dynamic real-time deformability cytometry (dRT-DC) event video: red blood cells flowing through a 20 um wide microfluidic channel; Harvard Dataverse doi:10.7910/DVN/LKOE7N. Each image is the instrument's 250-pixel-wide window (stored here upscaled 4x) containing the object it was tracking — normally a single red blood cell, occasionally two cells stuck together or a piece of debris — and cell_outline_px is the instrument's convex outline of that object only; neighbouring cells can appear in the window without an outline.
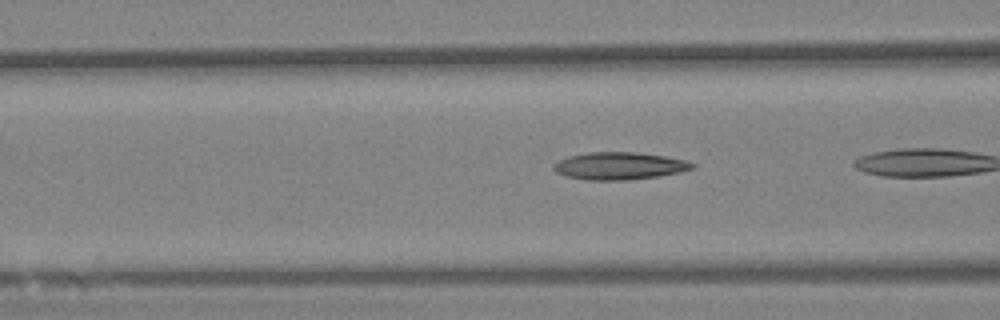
{"species": "Egyptian fruit bat (a non-hibernating species)", "species_latin": "Rousettus aegyptiacus", "temperature_condition": "warm", "stored_images_in_passage": 5, "camera_frame_rate_fps": 3000, "um_per_image_px": 0.085, "animal": {"sex": "female"}, "frame": {"image": 1, "passage_image": 4, "time_ms": 1.0, "image_size_px": [1000, 320], "cell_outline_px": [[696, 168], [680, 172], [656, 176], [628, 180], [588, 180], [568, 176], [556, 172], [552, 168], [552, 164], [568, 156], [588, 152], [636, 152], [664, 156], [688, 160], [696, 164]], "centroid_in_image_um": [52.67, 14.09], "position_along_channel_um": 113.9, "area_um2": 22.2}}